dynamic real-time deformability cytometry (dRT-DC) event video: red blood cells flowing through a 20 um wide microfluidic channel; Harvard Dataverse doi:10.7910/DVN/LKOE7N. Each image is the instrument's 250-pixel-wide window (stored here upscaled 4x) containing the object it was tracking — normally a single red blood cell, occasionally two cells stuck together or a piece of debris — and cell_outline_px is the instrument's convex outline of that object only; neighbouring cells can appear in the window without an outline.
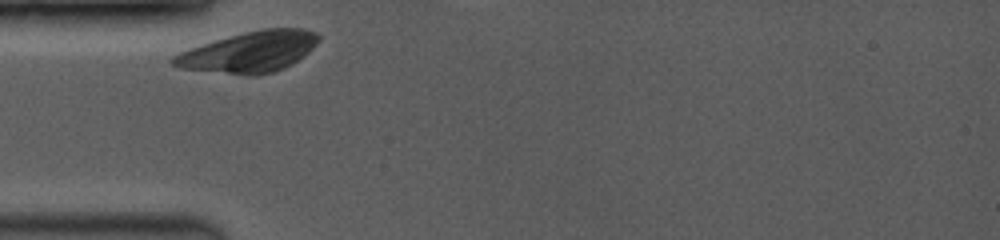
{"species": "common noctule bat (a hibernating species)", "species_latin": "Nyctalus noctula", "temperature_condition": "room temperature", "stored_images_in_passage": 6, "camera_frame_rate_fps": 3500, "um_per_image_px": 0.085, "animal": {"sex": "female", "body_mass_g": 19.0, "forearm_length_mm": 53.3}, "frame": {"image": 1, "passage_image": 1, "time_ms": 0.0, "image_size_px": [1000, 240], "cell_outline_px": [[320, 40], [304, 56], [284, 68], [272, 72], [252, 76], [248, 76], [180, 68], [172, 64], [168, 60], [172, 56], [180, 52], [216, 40], [244, 32], [264, 28], [304, 28], [316, 32], [320, 36]], "centroid_in_image_um": [21.21, 4.41], "position_along_channel_um": 63.8, "area_um2": 34.39}}
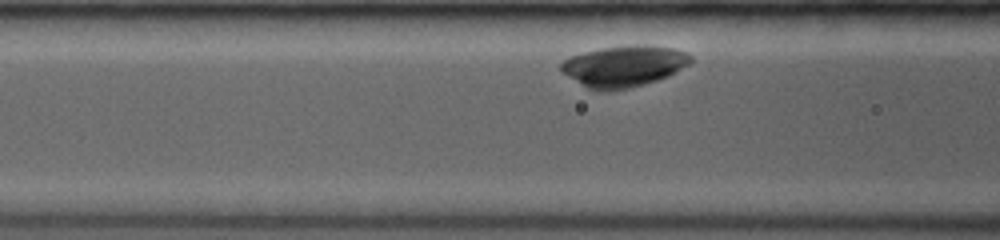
{"frame": {"image": 2, "passage_image": 4, "time_ms": 1.429, "image_size_px": [1000, 240], "cell_outline_px": [[692, 60], [688, 64], [668, 76], [644, 84], [628, 88], [608, 92], [600, 92], [588, 88], [560, 72], [560, 64], [568, 56], [600, 48], [632, 44], [644, 44], [676, 48], [688, 52], [692, 56]], "centroid_in_image_um": [53.01, 5.61], "position_along_channel_um": 113.6, "area_um2": 31.56}}